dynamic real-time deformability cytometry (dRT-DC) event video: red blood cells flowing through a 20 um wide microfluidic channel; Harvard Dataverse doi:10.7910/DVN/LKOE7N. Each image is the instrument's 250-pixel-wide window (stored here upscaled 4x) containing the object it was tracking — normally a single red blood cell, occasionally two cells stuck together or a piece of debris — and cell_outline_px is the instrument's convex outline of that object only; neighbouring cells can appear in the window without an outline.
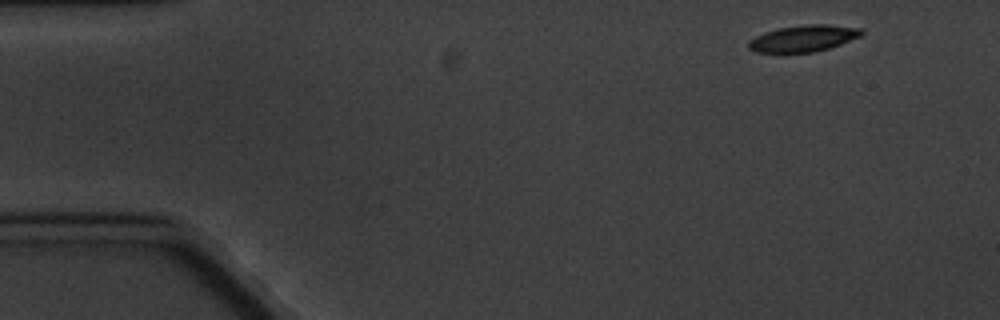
{"species": "common noctule bat (a hibernating species)", "species_latin": "Nyctalus noctula", "temperature_condition": "cold", "stored_images_in_passage": 9, "camera_frame_rate_fps": 3000, "um_per_image_px": 0.085, "animal": {"sex": "male", "body_mass_g": 20.1, "forearm_length_mm": 53.5}, "frame": {"image": 1, "passage_image": 1, "time_ms": 0.0, "image_size_px": [1000, 320], "cell_outline_px": [[864, 32], [860, 36], [840, 44], [828, 48], [812, 52], [756, 52], [748, 48], [748, 40], [764, 32], [780, 28], [804, 24], [828, 24], [860, 28]], "centroid_in_image_um": [68.27, 3.25], "position_along_channel_um": 16.7, "area_um2": 17.28}}
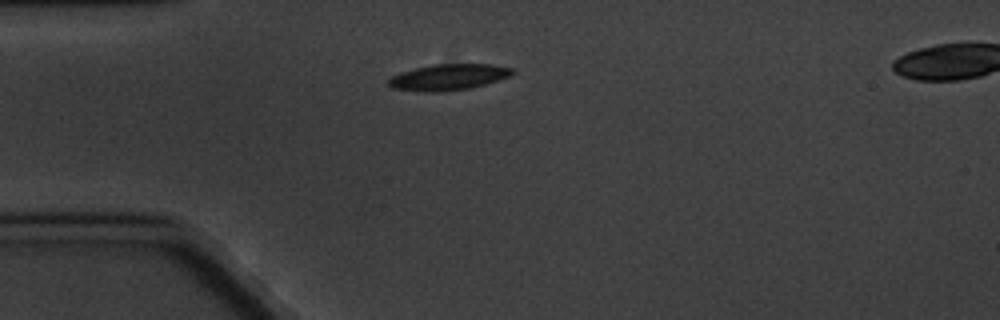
{"frame": {"image": 2, "passage_image": 4, "time_ms": 3.333, "image_size_px": [1000, 320], "cell_outline_px": [[516, 72], [512, 76], [472, 88], [436, 92], [428, 92], [392, 88], [388, 84], [388, 80], [392, 76], [400, 72], [432, 64], [492, 64], [512, 68]], "centroid_in_image_um": [38.16, 6.55], "position_along_channel_um": 46.8, "area_um2": 18.9}}